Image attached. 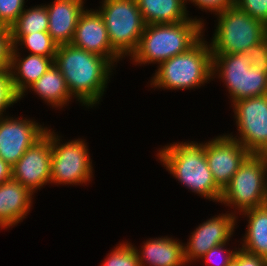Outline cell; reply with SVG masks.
Listing matches in <instances>:
<instances>
[{"label":"cell","mask_w":267,"mask_h":266,"mask_svg":"<svg viewBox=\"0 0 267 266\" xmlns=\"http://www.w3.org/2000/svg\"><path fill=\"white\" fill-rule=\"evenodd\" d=\"M54 64L63 75L76 104L79 102L78 105L87 110L99 108L108 83L116 74V68L106 58L72 44H63L58 45Z\"/></svg>","instance_id":"1"},{"label":"cell","mask_w":267,"mask_h":266,"mask_svg":"<svg viewBox=\"0 0 267 266\" xmlns=\"http://www.w3.org/2000/svg\"><path fill=\"white\" fill-rule=\"evenodd\" d=\"M156 161L194 195L219 204L222 190L216 185L205 155V141H182L160 145Z\"/></svg>","instance_id":"2"},{"label":"cell","mask_w":267,"mask_h":266,"mask_svg":"<svg viewBox=\"0 0 267 266\" xmlns=\"http://www.w3.org/2000/svg\"><path fill=\"white\" fill-rule=\"evenodd\" d=\"M203 36V24L189 20L145 25L140 42L129 60L133 66L157 65L190 49Z\"/></svg>","instance_id":"3"},{"label":"cell","mask_w":267,"mask_h":266,"mask_svg":"<svg viewBox=\"0 0 267 266\" xmlns=\"http://www.w3.org/2000/svg\"><path fill=\"white\" fill-rule=\"evenodd\" d=\"M208 36H203L187 51L162 62L148 80L150 89L194 90L210 84L212 79V52Z\"/></svg>","instance_id":"4"},{"label":"cell","mask_w":267,"mask_h":266,"mask_svg":"<svg viewBox=\"0 0 267 266\" xmlns=\"http://www.w3.org/2000/svg\"><path fill=\"white\" fill-rule=\"evenodd\" d=\"M219 203L237 217V228L243 220L240 213L267 204V154H250L244 160L223 189Z\"/></svg>","instance_id":"5"},{"label":"cell","mask_w":267,"mask_h":266,"mask_svg":"<svg viewBox=\"0 0 267 266\" xmlns=\"http://www.w3.org/2000/svg\"><path fill=\"white\" fill-rule=\"evenodd\" d=\"M62 135L51 128L50 185L87 187L95 179L89 143L80 136L66 141Z\"/></svg>","instance_id":"6"},{"label":"cell","mask_w":267,"mask_h":266,"mask_svg":"<svg viewBox=\"0 0 267 266\" xmlns=\"http://www.w3.org/2000/svg\"><path fill=\"white\" fill-rule=\"evenodd\" d=\"M213 17L215 29L208 41L212 54L244 52L267 36V25L235 4Z\"/></svg>","instance_id":"7"},{"label":"cell","mask_w":267,"mask_h":266,"mask_svg":"<svg viewBox=\"0 0 267 266\" xmlns=\"http://www.w3.org/2000/svg\"><path fill=\"white\" fill-rule=\"evenodd\" d=\"M251 65L244 52L212 54V79L225 85L230 106L240 99L267 95V71Z\"/></svg>","instance_id":"8"},{"label":"cell","mask_w":267,"mask_h":266,"mask_svg":"<svg viewBox=\"0 0 267 266\" xmlns=\"http://www.w3.org/2000/svg\"><path fill=\"white\" fill-rule=\"evenodd\" d=\"M111 47L125 60L135 52L144 32L145 22L137 0H99ZM98 8V9H97Z\"/></svg>","instance_id":"9"},{"label":"cell","mask_w":267,"mask_h":266,"mask_svg":"<svg viewBox=\"0 0 267 266\" xmlns=\"http://www.w3.org/2000/svg\"><path fill=\"white\" fill-rule=\"evenodd\" d=\"M229 108L237 134H226L251 154H267V95L240 99Z\"/></svg>","instance_id":"10"},{"label":"cell","mask_w":267,"mask_h":266,"mask_svg":"<svg viewBox=\"0 0 267 266\" xmlns=\"http://www.w3.org/2000/svg\"><path fill=\"white\" fill-rule=\"evenodd\" d=\"M24 116L9 114L0 117V157L11 167L45 134L48 127L35 117Z\"/></svg>","instance_id":"11"},{"label":"cell","mask_w":267,"mask_h":266,"mask_svg":"<svg viewBox=\"0 0 267 266\" xmlns=\"http://www.w3.org/2000/svg\"><path fill=\"white\" fill-rule=\"evenodd\" d=\"M235 229L237 217L228 210L197 225L187 238V243H183L186 264L194 265L213 247L232 242Z\"/></svg>","instance_id":"12"},{"label":"cell","mask_w":267,"mask_h":266,"mask_svg":"<svg viewBox=\"0 0 267 266\" xmlns=\"http://www.w3.org/2000/svg\"><path fill=\"white\" fill-rule=\"evenodd\" d=\"M51 154V125H48L45 134L12 167V179L37 194L50 185Z\"/></svg>","instance_id":"13"},{"label":"cell","mask_w":267,"mask_h":266,"mask_svg":"<svg viewBox=\"0 0 267 266\" xmlns=\"http://www.w3.org/2000/svg\"><path fill=\"white\" fill-rule=\"evenodd\" d=\"M251 153L226 133L205 141V155L216 185L223 191Z\"/></svg>","instance_id":"14"},{"label":"cell","mask_w":267,"mask_h":266,"mask_svg":"<svg viewBox=\"0 0 267 266\" xmlns=\"http://www.w3.org/2000/svg\"><path fill=\"white\" fill-rule=\"evenodd\" d=\"M71 44L106 58L115 68L124 60L111 47L103 18L93 8L87 7L81 14Z\"/></svg>","instance_id":"15"},{"label":"cell","mask_w":267,"mask_h":266,"mask_svg":"<svg viewBox=\"0 0 267 266\" xmlns=\"http://www.w3.org/2000/svg\"><path fill=\"white\" fill-rule=\"evenodd\" d=\"M35 195L11 179L0 184V230L12 229L32 211Z\"/></svg>","instance_id":"16"},{"label":"cell","mask_w":267,"mask_h":266,"mask_svg":"<svg viewBox=\"0 0 267 266\" xmlns=\"http://www.w3.org/2000/svg\"><path fill=\"white\" fill-rule=\"evenodd\" d=\"M87 0H52L44 3L48 12V33L58 44H71Z\"/></svg>","instance_id":"17"},{"label":"cell","mask_w":267,"mask_h":266,"mask_svg":"<svg viewBox=\"0 0 267 266\" xmlns=\"http://www.w3.org/2000/svg\"><path fill=\"white\" fill-rule=\"evenodd\" d=\"M132 245L140 266H188L184 258L183 242L175 236L149 237L138 247Z\"/></svg>","instance_id":"18"},{"label":"cell","mask_w":267,"mask_h":266,"mask_svg":"<svg viewBox=\"0 0 267 266\" xmlns=\"http://www.w3.org/2000/svg\"><path fill=\"white\" fill-rule=\"evenodd\" d=\"M34 93L42 103L48 107L62 111L71 105L74 98L71 96L63 75L59 68L53 63L51 67L24 93L19 97V101L27 97L28 93ZM61 109V110H60Z\"/></svg>","instance_id":"19"},{"label":"cell","mask_w":267,"mask_h":266,"mask_svg":"<svg viewBox=\"0 0 267 266\" xmlns=\"http://www.w3.org/2000/svg\"><path fill=\"white\" fill-rule=\"evenodd\" d=\"M54 59L42 55L12 52L9 71L15 93L20 97L52 66Z\"/></svg>","instance_id":"20"},{"label":"cell","mask_w":267,"mask_h":266,"mask_svg":"<svg viewBox=\"0 0 267 266\" xmlns=\"http://www.w3.org/2000/svg\"><path fill=\"white\" fill-rule=\"evenodd\" d=\"M137 4L146 25L178 23L193 17L203 24V34L207 31V20L189 14L186 0H137Z\"/></svg>","instance_id":"21"},{"label":"cell","mask_w":267,"mask_h":266,"mask_svg":"<svg viewBox=\"0 0 267 266\" xmlns=\"http://www.w3.org/2000/svg\"><path fill=\"white\" fill-rule=\"evenodd\" d=\"M246 220V230L242 234L239 247L244 251L267 259V204L248 209L238 215Z\"/></svg>","instance_id":"22"},{"label":"cell","mask_w":267,"mask_h":266,"mask_svg":"<svg viewBox=\"0 0 267 266\" xmlns=\"http://www.w3.org/2000/svg\"><path fill=\"white\" fill-rule=\"evenodd\" d=\"M13 42L12 52H26L55 58L58 44L48 32H35L28 35H11Z\"/></svg>","instance_id":"23"},{"label":"cell","mask_w":267,"mask_h":266,"mask_svg":"<svg viewBox=\"0 0 267 266\" xmlns=\"http://www.w3.org/2000/svg\"><path fill=\"white\" fill-rule=\"evenodd\" d=\"M27 7V8H26ZM16 22L10 27L11 35H28L35 32H47L49 18L44 3L30 6L26 5Z\"/></svg>","instance_id":"24"},{"label":"cell","mask_w":267,"mask_h":266,"mask_svg":"<svg viewBox=\"0 0 267 266\" xmlns=\"http://www.w3.org/2000/svg\"><path fill=\"white\" fill-rule=\"evenodd\" d=\"M101 262L99 266H140L137 253L128 240L119 241Z\"/></svg>","instance_id":"25"},{"label":"cell","mask_w":267,"mask_h":266,"mask_svg":"<svg viewBox=\"0 0 267 266\" xmlns=\"http://www.w3.org/2000/svg\"><path fill=\"white\" fill-rule=\"evenodd\" d=\"M18 102L19 96L14 91L10 71L0 70V117L9 115L7 109Z\"/></svg>","instance_id":"26"},{"label":"cell","mask_w":267,"mask_h":266,"mask_svg":"<svg viewBox=\"0 0 267 266\" xmlns=\"http://www.w3.org/2000/svg\"><path fill=\"white\" fill-rule=\"evenodd\" d=\"M229 243L230 241L213 247L202 256L198 262H204L206 266H228L233 261L236 251L238 250V244H236V247L234 246V248H232L233 246H230ZM228 246H230L232 250L230 247L228 248Z\"/></svg>","instance_id":"27"},{"label":"cell","mask_w":267,"mask_h":266,"mask_svg":"<svg viewBox=\"0 0 267 266\" xmlns=\"http://www.w3.org/2000/svg\"><path fill=\"white\" fill-rule=\"evenodd\" d=\"M28 0H0V25L10 28L26 7Z\"/></svg>","instance_id":"28"},{"label":"cell","mask_w":267,"mask_h":266,"mask_svg":"<svg viewBox=\"0 0 267 266\" xmlns=\"http://www.w3.org/2000/svg\"><path fill=\"white\" fill-rule=\"evenodd\" d=\"M190 4H192L191 6H194L197 10L206 12V14H213L214 16L234 5L235 0H186L188 13L190 11L187 5Z\"/></svg>","instance_id":"29"},{"label":"cell","mask_w":267,"mask_h":266,"mask_svg":"<svg viewBox=\"0 0 267 266\" xmlns=\"http://www.w3.org/2000/svg\"><path fill=\"white\" fill-rule=\"evenodd\" d=\"M10 28L0 25V70H9L13 50Z\"/></svg>","instance_id":"30"},{"label":"cell","mask_w":267,"mask_h":266,"mask_svg":"<svg viewBox=\"0 0 267 266\" xmlns=\"http://www.w3.org/2000/svg\"><path fill=\"white\" fill-rule=\"evenodd\" d=\"M244 53L249 56L251 66L260 71H267V36L258 44L249 46Z\"/></svg>","instance_id":"31"},{"label":"cell","mask_w":267,"mask_h":266,"mask_svg":"<svg viewBox=\"0 0 267 266\" xmlns=\"http://www.w3.org/2000/svg\"><path fill=\"white\" fill-rule=\"evenodd\" d=\"M235 5L267 25V0H235Z\"/></svg>","instance_id":"32"},{"label":"cell","mask_w":267,"mask_h":266,"mask_svg":"<svg viewBox=\"0 0 267 266\" xmlns=\"http://www.w3.org/2000/svg\"><path fill=\"white\" fill-rule=\"evenodd\" d=\"M233 262L237 266H267V259L248 253L241 249L238 245V250L233 258Z\"/></svg>","instance_id":"33"},{"label":"cell","mask_w":267,"mask_h":266,"mask_svg":"<svg viewBox=\"0 0 267 266\" xmlns=\"http://www.w3.org/2000/svg\"><path fill=\"white\" fill-rule=\"evenodd\" d=\"M12 179V167L0 157V184Z\"/></svg>","instance_id":"34"},{"label":"cell","mask_w":267,"mask_h":266,"mask_svg":"<svg viewBox=\"0 0 267 266\" xmlns=\"http://www.w3.org/2000/svg\"><path fill=\"white\" fill-rule=\"evenodd\" d=\"M228 266H237L233 261Z\"/></svg>","instance_id":"35"}]
</instances>
